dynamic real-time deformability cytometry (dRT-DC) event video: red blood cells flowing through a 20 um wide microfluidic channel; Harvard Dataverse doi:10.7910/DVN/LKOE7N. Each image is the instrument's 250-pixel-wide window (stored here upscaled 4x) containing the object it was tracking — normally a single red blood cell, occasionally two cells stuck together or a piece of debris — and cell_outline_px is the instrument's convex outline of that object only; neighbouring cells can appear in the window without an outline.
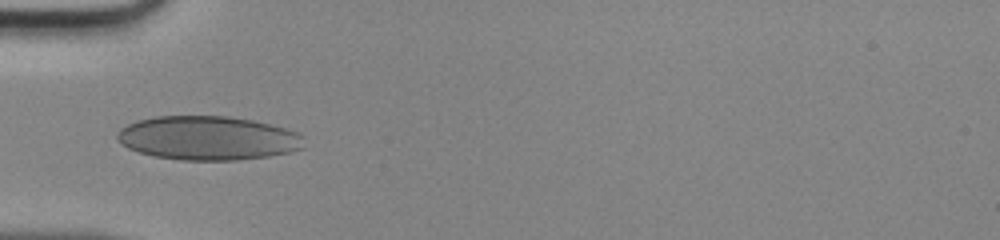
{"species": "human", "species_latin": "Homo sapiens", "temperature_condition": "room temperature", "stored_images_in_passage": 3, "camera_frame_rate_fps": 3000, "um_per_image_px": 0.085, "donor": {"sex": "male"}, "frame": {"image": 1, "passage_image": 1, "time_ms": 0.0, "image_size_px": [1000, 240], "cell_outline_px": [[304, 148], [288, 152], [268, 156], [236, 160], [180, 160], [152, 156], [128, 148], [120, 144], [116, 140], [116, 132], [120, 128], [136, 120], [156, 116], [228, 116], [252, 120], [284, 128], [296, 132], [304, 136]], "centroid_in_image_um": [17.63, 11.73], "position_along_channel_um": 67.4, "area_um2": 48.09}}